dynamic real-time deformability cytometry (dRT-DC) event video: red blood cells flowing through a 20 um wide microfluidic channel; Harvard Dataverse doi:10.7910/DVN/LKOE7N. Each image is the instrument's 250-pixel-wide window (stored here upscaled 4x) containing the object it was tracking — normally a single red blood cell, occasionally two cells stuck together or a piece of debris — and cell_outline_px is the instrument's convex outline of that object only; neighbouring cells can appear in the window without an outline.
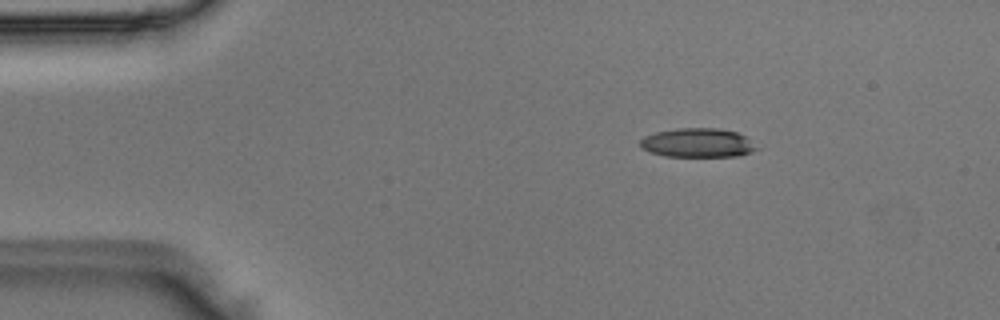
{"species": "Egyptian fruit bat (a non-hibernating species)", "species_latin": "Rousettus aegyptiacus", "temperature_condition": "room temperature", "stored_images_in_passage": 43, "camera_frame_rate_fps": 3000, "um_per_image_px": 0.085, "animal": {"sex": "male"}, "frame": {"image": 1, "passage_image": 1, "time_ms": 0.0, "image_size_px": [1000, 320], "cell_outline_px": [[760, 148], [752, 152], [740, 156], [664, 156], [648, 152], [640, 148], [640, 140], [644, 136], [656, 132], [676, 128], [720, 128], [736, 132], [744, 136]], "centroid_in_image_um": [59.28, 12.14], "position_along_channel_um": 25.7, "area_um2": 19.88}}
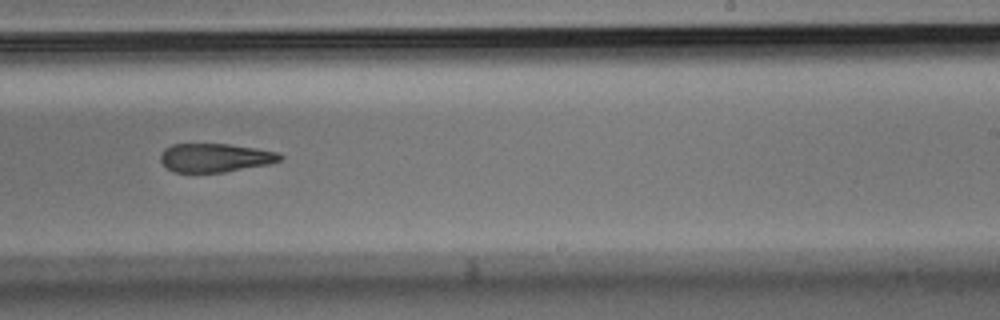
{"frame": {"image": 2, "passage_image": 24, "time_ms": 7.667, "image_size_px": [1000, 320], "cell_outline_px": [[284, 156], [280, 160], [268, 164], [224, 172], [176, 172], [168, 168], [160, 160], [160, 156], [164, 148], [172, 144], [228, 144], [256, 148], [280, 152]], "centroid_in_image_um": [18.3, 13.4], "position_along_channel_um": 270.7, "area_um2": 19.88}}
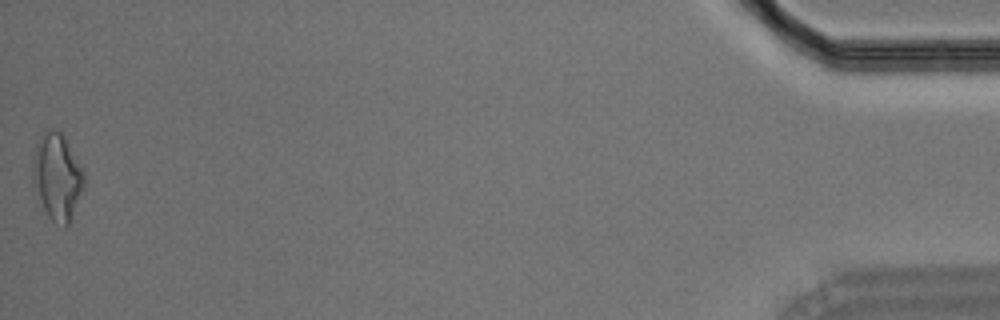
{"frame": {"image": 3, "passage_image": 43, "time_ms": 14.0, "image_size_px": [1000, 320], "cell_outline_px": [[84, 188], [68, 224], [64, 228], [56, 224], [48, 216], [32, 184], [32, 160], [40, 136], [44, 128], [52, 128], [60, 132], [64, 136], [84, 172]], "centroid_in_image_um": [4.84, 15.0], "position_along_channel_um": 430.4, "area_um2": 25.84}}